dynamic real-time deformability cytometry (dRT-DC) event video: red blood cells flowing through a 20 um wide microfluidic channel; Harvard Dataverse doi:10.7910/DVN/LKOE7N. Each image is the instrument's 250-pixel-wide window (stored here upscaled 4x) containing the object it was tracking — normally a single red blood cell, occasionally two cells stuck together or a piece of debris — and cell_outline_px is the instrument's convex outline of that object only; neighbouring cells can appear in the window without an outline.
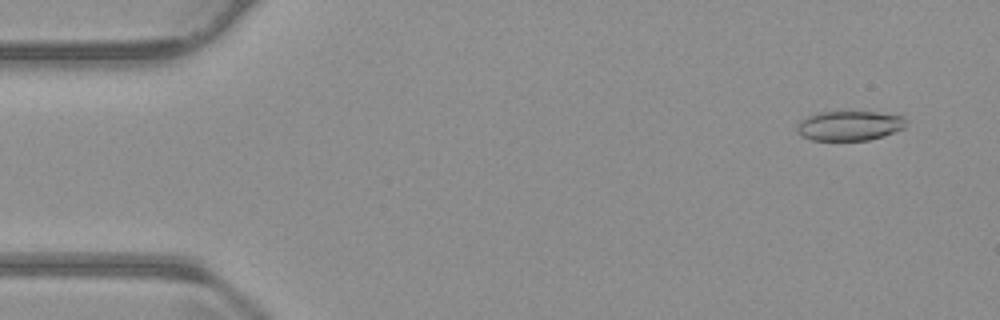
{"species": "common noctule bat (a hibernating species)", "species_latin": "Nyctalus noctula", "temperature_condition": "warm", "stored_images_in_passage": 54, "camera_frame_rate_fps": 3000, "um_per_image_px": 0.085, "animal": {"sex": "male", "body_mass_g": 23.1, "forearm_length_mm": 52.7}, "frame": {"image": 1, "passage_image": 4, "time_ms": 1.0, "image_size_px": [1000, 320], "cell_outline_px": [[904, 128], [884, 136], [868, 140], [812, 140], [800, 136], [796, 132], [796, 124], [800, 120], [816, 112], [880, 112], [904, 116]], "centroid_in_image_um": [72.15, 10.68], "position_along_channel_um": 12.9, "area_um2": 19.02}}
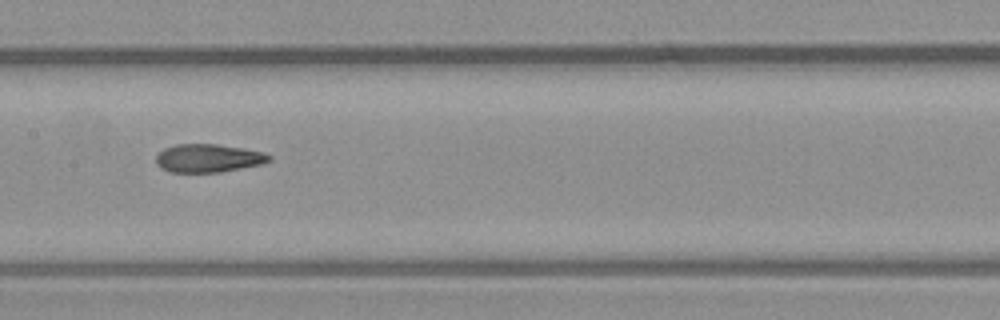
{"frame": {"image": 2, "passage_image": 27, "time_ms": 8.667, "image_size_px": [1000, 320], "cell_outline_px": [[272, 160], [260, 164], [220, 172], [168, 172], [160, 168], [156, 164], [156, 156], [164, 148], [176, 144], [216, 144], [244, 148], [264, 152], [272, 156]], "centroid_in_image_um": [17.69, 13.44], "position_along_channel_um": 189.7, "area_um2": 18.67}}
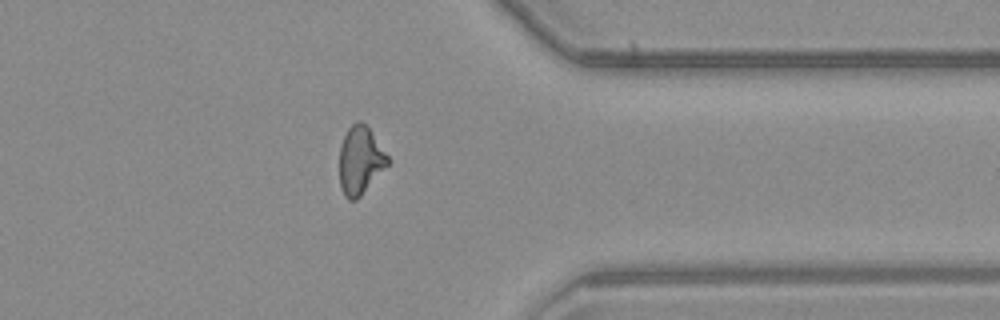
{"frame": {"image": 3, "passage_image": 43, "time_ms": 14.0, "image_size_px": [1000, 320], "cell_outline_px": [[392, 160], [360, 196], [356, 200], [348, 200], [344, 196], [340, 188], [340, 144], [348, 128], [356, 120], [360, 120], [368, 128]], "centroid_in_image_um": [30.62, 13.63], "position_along_channel_um": 380.8, "area_um2": 19.07}, "authors_computed_cell_mechanics": {"area_um2": 19.2474, "velocity_mm_per_s": 3.8043, "shape_relaxation_time_tau1_ms": 10.6721, "shape_relaxation_time_tau2_ms": 1.7791, "deformation_change_tau1": 0.2708, "deformation_change_tau2": 0.0972}}